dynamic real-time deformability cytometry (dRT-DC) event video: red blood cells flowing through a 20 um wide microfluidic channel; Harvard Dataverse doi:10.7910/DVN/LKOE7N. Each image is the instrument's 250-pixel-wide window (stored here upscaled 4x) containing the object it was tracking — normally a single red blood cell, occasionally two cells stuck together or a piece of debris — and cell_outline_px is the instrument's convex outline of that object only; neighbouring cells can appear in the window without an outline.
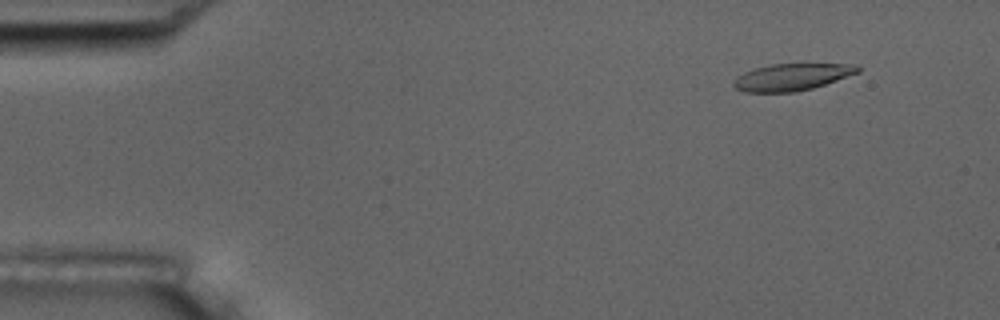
{"species": "common noctule bat (a hibernating species)", "species_latin": "Nyctalus noctula", "temperature_condition": "room temperature", "stored_images_in_passage": 5, "camera_frame_rate_fps": 3000, "um_per_image_px": 0.085, "animal": {"sex": "male", "body_mass_g": 17.5, "forearm_length_mm": 52.3}, "frame": {"image": 1, "passage_image": 2, "time_ms": 1.0, "image_size_px": [1000, 320], "cell_outline_px": [[860, 72], [812, 88], [796, 92], [744, 92], [736, 88], [732, 84], [744, 72], [756, 68], [772, 64], [856, 64], [860, 68]], "centroid_in_image_um": [67.33, 6.55], "position_along_channel_um": 17.7, "area_um2": 19.19}}
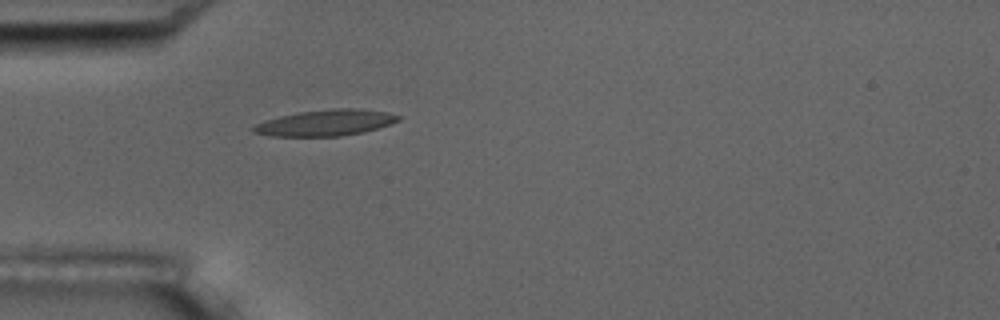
{"frame": {"image": 2, "passage_image": 5, "time_ms": 4.667, "image_size_px": [1000, 320], "cell_outline_px": [[404, 116], [400, 120], [364, 132], [340, 136], [268, 136], [252, 132], [252, 128], [256, 124], [264, 120], [296, 112], [332, 108], [360, 108], [388, 112]], "centroid_in_image_um": [27.68, 10.42], "position_along_channel_um": 57.3, "area_um2": 22.25}}